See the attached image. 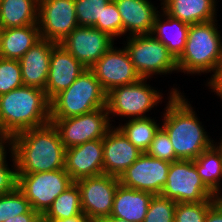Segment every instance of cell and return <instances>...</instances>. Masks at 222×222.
I'll use <instances>...</instances> for the list:
<instances>
[{"instance_id": "33", "label": "cell", "mask_w": 222, "mask_h": 222, "mask_svg": "<svg viewBox=\"0 0 222 222\" xmlns=\"http://www.w3.org/2000/svg\"><path fill=\"white\" fill-rule=\"evenodd\" d=\"M216 201L176 203L174 222H204L208 209Z\"/></svg>"}, {"instance_id": "17", "label": "cell", "mask_w": 222, "mask_h": 222, "mask_svg": "<svg viewBox=\"0 0 222 222\" xmlns=\"http://www.w3.org/2000/svg\"><path fill=\"white\" fill-rule=\"evenodd\" d=\"M87 68L70 54L61 44L52 49L45 94L51 101L66 90Z\"/></svg>"}, {"instance_id": "13", "label": "cell", "mask_w": 222, "mask_h": 222, "mask_svg": "<svg viewBox=\"0 0 222 222\" xmlns=\"http://www.w3.org/2000/svg\"><path fill=\"white\" fill-rule=\"evenodd\" d=\"M170 162L142 153L119 177L121 185L160 195L166 182Z\"/></svg>"}, {"instance_id": "18", "label": "cell", "mask_w": 222, "mask_h": 222, "mask_svg": "<svg viewBox=\"0 0 222 222\" xmlns=\"http://www.w3.org/2000/svg\"><path fill=\"white\" fill-rule=\"evenodd\" d=\"M141 154L118 127H113L103 138L104 174L119 178Z\"/></svg>"}, {"instance_id": "44", "label": "cell", "mask_w": 222, "mask_h": 222, "mask_svg": "<svg viewBox=\"0 0 222 222\" xmlns=\"http://www.w3.org/2000/svg\"><path fill=\"white\" fill-rule=\"evenodd\" d=\"M219 146L217 145V147L222 151V140H221V143H218Z\"/></svg>"}, {"instance_id": "2", "label": "cell", "mask_w": 222, "mask_h": 222, "mask_svg": "<svg viewBox=\"0 0 222 222\" xmlns=\"http://www.w3.org/2000/svg\"><path fill=\"white\" fill-rule=\"evenodd\" d=\"M172 89L161 127L167 132L178 160H195L214 143L206 135L188 100L177 89Z\"/></svg>"}, {"instance_id": "14", "label": "cell", "mask_w": 222, "mask_h": 222, "mask_svg": "<svg viewBox=\"0 0 222 222\" xmlns=\"http://www.w3.org/2000/svg\"><path fill=\"white\" fill-rule=\"evenodd\" d=\"M60 44L89 69L114 45V38L94 27L77 26Z\"/></svg>"}, {"instance_id": "30", "label": "cell", "mask_w": 222, "mask_h": 222, "mask_svg": "<svg viewBox=\"0 0 222 222\" xmlns=\"http://www.w3.org/2000/svg\"><path fill=\"white\" fill-rule=\"evenodd\" d=\"M176 202L162 195H153L143 222H174Z\"/></svg>"}, {"instance_id": "7", "label": "cell", "mask_w": 222, "mask_h": 222, "mask_svg": "<svg viewBox=\"0 0 222 222\" xmlns=\"http://www.w3.org/2000/svg\"><path fill=\"white\" fill-rule=\"evenodd\" d=\"M160 195L176 203L217 201V196L197 173L194 160L170 163L167 182Z\"/></svg>"}, {"instance_id": "19", "label": "cell", "mask_w": 222, "mask_h": 222, "mask_svg": "<svg viewBox=\"0 0 222 222\" xmlns=\"http://www.w3.org/2000/svg\"><path fill=\"white\" fill-rule=\"evenodd\" d=\"M56 43L38 40L20 59L22 82L25 86L45 90L52 49Z\"/></svg>"}, {"instance_id": "16", "label": "cell", "mask_w": 222, "mask_h": 222, "mask_svg": "<svg viewBox=\"0 0 222 222\" xmlns=\"http://www.w3.org/2000/svg\"><path fill=\"white\" fill-rule=\"evenodd\" d=\"M64 169L73 182L103 174V139L67 148Z\"/></svg>"}, {"instance_id": "1", "label": "cell", "mask_w": 222, "mask_h": 222, "mask_svg": "<svg viewBox=\"0 0 222 222\" xmlns=\"http://www.w3.org/2000/svg\"><path fill=\"white\" fill-rule=\"evenodd\" d=\"M12 150L17 174L54 171L65 165L66 148L52 122L13 136Z\"/></svg>"}, {"instance_id": "36", "label": "cell", "mask_w": 222, "mask_h": 222, "mask_svg": "<svg viewBox=\"0 0 222 222\" xmlns=\"http://www.w3.org/2000/svg\"><path fill=\"white\" fill-rule=\"evenodd\" d=\"M9 149L11 150V156L13 157L12 161H14V170L8 167L6 164V158H0V196L13 191L18 183L15 155L12 148Z\"/></svg>"}, {"instance_id": "8", "label": "cell", "mask_w": 222, "mask_h": 222, "mask_svg": "<svg viewBox=\"0 0 222 222\" xmlns=\"http://www.w3.org/2000/svg\"><path fill=\"white\" fill-rule=\"evenodd\" d=\"M74 182L62 168L54 171L18 174L17 187L30 202L31 208L43 216L53 201Z\"/></svg>"}, {"instance_id": "40", "label": "cell", "mask_w": 222, "mask_h": 222, "mask_svg": "<svg viewBox=\"0 0 222 222\" xmlns=\"http://www.w3.org/2000/svg\"><path fill=\"white\" fill-rule=\"evenodd\" d=\"M5 143H8V146L12 148L13 137L0 126V158H6Z\"/></svg>"}, {"instance_id": "10", "label": "cell", "mask_w": 222, "mask_h": 222, "mask_svg": "<svg viewBox=\"0 0 222 222\" xmlns=\"http://www.w3.org/2000/svg\"><path fill=\"white\" fill-rule=\"evenodd\" d=\"M107 108H99L80 116L50 119L59 132L65 148L83 144L87 141L103 139L112 128Z\"/></svg>"}, {"instance_id": "42", "label": "cell", "mask_w": 222, "mask_h": 222, "mask_svg": "<svg viewBox=\"0 0 222 222\" xmlns=\"http://www.w3.org/2000/svg\"><path fill=\"white\" fill-rule=\"evenodd\" d=\"M99 222H128V221H126L124 219H119L116 217H107V218L100 220Z\"/></svg>"}, {"instance_id": "3", "label": "cell", "mask_w": 222, "mask_h": 222, "mask_svg": "<svg viewBox=\"0 0 222 222\" xmlns=\"http://www.w3.org/2000/svg\"><path fill=\"white\" fill-rule=\"evenodd\" d=\"M49 122L50 101L44 90L23 85L0 95V126L12 137Z\"/></svg>"}, {"instance_id": "12", "label": "cell", "mask_w": 222, "mask_h": 222, "mask_svg": "<svg viewBox=\"0 0 222 222\" xmlns=\"http://www.w3.org/2000/svg\"><path fill=\"white\" fill-rule=\"evenodd\" d=\"M77 26L74 0H38L41 39L60 44Z\"/></svg>"}, {"instance_id": "39", "label": "cell", "mask_w": 222, "mask_h": 222, "mask_svg": "<svg viewBox=\"0 0 222 222\" xmlns=\"http://www.w3.org/2000/svg\"><path fill=\"white\" fill-rule=\"evenodd\" d=\"M4 222H42V216L38 212L31 209L26 214L18 215L10 218L9 220L7 219Z\"/></svg>"}, {"instance_id": "34", "label": "cell", "mask_w": 222, "mask_h": 222, "mask_svg": "<svg viewBox=\"0 0 222 222\" xmlns=\"http://www.w3.org/2000/svg\"><path fill=\"white\" fill-rule=\"evenodd\" d=\"M94 28L109 34L112 38L123 35L122 19L114 0L103 8L101 20L95 23Z\"/></svg>"}, {"instance_id": "31", "label": "cell", "mask_w": 222, "mask_h": 222, "mask_svg": "<svg viewBox=\"0 0 222 222\" xmlns=\"http://www.w3.org/2000/svg\"><path fill=\"white\" fill-rule=\"evenodd\" d=\"M111 0H74L78 26L94 27Z\"/></svg>"}, {"instance_id": "38", "label": "cell", "mask_w": 222, "mask_h": 222, "mask_svg": "<svg viewBox=\"0 0 222 222\" xmlns=\"http://www.w3.org/2000/svg\"><path fill=\"white\" fill-rule=\"evenodd\" d=\"M204 222H222V204L218 200L208 209Z\"/></svg>"}, {"instance_id": "9", "label": "cell", "mask_w": 222, "mask_h": 222, "mask_svg": "<svg viewBox=\"0 0 222 222\" xmlns=\"http://www.w3.org/2000/svg\"><path fill=\"white\" fill-rule=\"evenodd\" d=\"M147 79L118 86L107 93L106 108L108 114L128 116L129 118H144L146 112L156 106L162 99L161 93L146 84Z\"/></svg>"}, {"instance_id": "28", "label": "cell", "mask_w": 222, "mask_h": 222, "mask_svg": "<svg viewBox=\"0 0 222 222\" xmlns=\"http://www.w3.org/2000/svg\"><path fill=\"white\" fill-rule=\"evenodd\" d=\"M84 214L82 211L81 194L74 182L62 192L52 203L42 218H71Z\"/></svg>"}, {"instance_id": "6", "label": "cell", "mask_w": 222, "mask_h": 222, "mask_svg": "<svg viewBox=\"0 0 222 222\" xmlns=\"http://www.w3.org/2000/svg\"><path fill=\"white\" fill-rule=\"evenodd\" d=\"M125 49L139 76L143 79L153 74L177 71V61L167 47L149 35L129 36Z\"/></svg>"}, {"instance_id": "22", "label": "cell", "mask_w": 222, "mask_h": 222, "mask_svg": "<svg viewBox=\"0 0 222 222\" xmlns=\"http://www.w3.org/2000/svg\"><path fill=\"white\" fill-rule=\"evenodd\" d=\"M163 13L166 18L162 21L160 19L162 15H156L151 35L162 42L177 60L185 48L190 25L168 15L164 10Z\"/></svg>"}, {"instance_id": "29", "label": "cell", "mask_w": 222, "mask_h": 222, "mask_svg": "<svg viewBox=\"0 0 222 222\" xmlns=\"http://www.w3.org/2000/svg\"><path fill=\"white\" fill-rule=\"evenodd\" d=\"M31 209L30 202L18 187L0 196V222L26 214Z\"/></svg>"}, {"instance_id": "21", "label": "cell", "mask_w": 222, "mask_h": 222, "mask_svg": "<svg viewBox=\"0 0 222 222\" xmlns=\"http://www.w3.org/2000/svg\"><path fill=\"white\" fill-rule=\"evenodd\" d=\"M152 193L118 185L110 217L128 222H143L147 213Z\"/></svg>"}, {"instance_id": "26", "label": "cell", "mask_w": 222, "mask_h": 222, "mask_svg": "<svg viewBox=\"0 0 222 222\" xmlns=\"http://www.w3.org/2000/svg\"><path fill=\"white\" fill-rule=\"evenodd\" d=\"M213 144L195 160L196 170L204 184L216 195L221 193L222 151ZM220 192V193H219Z\"/></svg>"}, {"instance_id": "25", "label": "cell", "mask_w": 222, "mask_h": 222, "mask_svg": "<svg viewBox=\"0 0 222 222\" xmlns=\"http://www.w3.org/2000/svg\"><path fill=\"white\" fill-rule=\"evenodd\" d=\"M38 24V0H0V29Z\"/></svg>"}, {"instance_id": "23", "label": "cell", "mask_w": 222, "mask_h": 222, "mask_svg": "<svg viewBox=\"0 0 222 222\" xmlns=\"http://www.w3.org/2000/svg\"><path fill=\"white\" fill-rule=\"evenodd\" d=\"M40 39L38 24L0 29V57L19 60Z\"/></svg>"}, {"instance_id": "27", "label": "cell", "mask_w": 222, "mask_h": 222, "mask_svg": "<svg viewBox=\"0 0 222 222\" xmlns=\"http://www.w3.org/2000/svg\"><path fill=\"white\" fill-rule=\"evenodd\" d=\"M118 128L138 150L146 153L160 126L154 119L144 117L130 118L124 126L120 125Z\"/></svg>"}, {"instance_id": "41", "label": "cell", "mask_w": 222, "mask_h": 222, "mask_svg": "<svg viewBox=\"0 0 222 222\" xmlns=\"http://www.w3.org/2000/svg\"><path fill=\"white\" fill-rule=\"evenodd\" d=\"M42 222H93L88 219L84 214H80L78 216H74L71 218H42Z\"/></svg>"}, {"instance_id": "43", "label": "cell", "mask_w": 222, "mask_h": 222, "mask_svg": "<svg viewBox=\"0 0 222 222\" xmlns=\"http://www.w3.org/2000/svg\"><path fill=\"white\" fill-rule=\"evenodd\" d=\"M217 200L222 204V195H220V196L218 195Z\"/></svg>"}, {"instance_id": "24", "label": "cell", "mask_w": 222, "mask_h": 222, "mask_svg": "<svg viewBox=\"0 0 222 222\" xmlns=\"http://www.w3.org/2000/svg\"><path fill=\"white\" fill-rule=\"evenodd\" d=\"M162 10L189 25L212 21L217 14L215 0H163Z\"/></svg>"}, {"instance_id": "5", "label": "cell", "mask_w": 222, "mask_h": 222, "mask_svg": "<svg viewBox=\"0 0 222 222\" xmlns=\"http://www.w3.org/2000/svg\"><path fill=\"white\" fill-rule=\"evenodd\" d=\"M107 93L90 69L50 101V119H64L106 108Z\"/></svg>"}, {"instance_id": "32", "label": "cell", "mask_w": 222, "mask_h": 222, "mask_svg": "<svg viewBox=\"0 0 222 222\" xmlns=\"http://www.w3.org/2000/svg\"><path fill=\"white\" fill-rule=\"evenodd\" d=\"M23 85L19 60L0 57V95Z\"/></svg>"}, {"instance_id": "11", "label": "cell", "mask_w": 222, "mask_h": 222, "mask_svg": "<svg viewBox=\"0 0 222 222\" xmlns=\"http://www.w3.org/2000/svg\"><path fill=\"white\" fill-rule=\"evenodd\" d=\"M81 194L82 211L93 222L110 217L119 178L100 174L75 182Z\"/></svg>"}, {"instance_id": "15", "label": "cell", "mask_w": 222, "mask_h": 222, "mask_svg": "<svg viewBox=\"0 0 222 222\" xmlns=\"http://www.w3.org/2000/svg\"><path fill=\"white\" fill-rule=\"evenodd\" d=\"M108 93L115 87L138 82L141 77L135 70L125 49L112 46L92 67L89 68Z\"/></svg>"}, {"instance_id": "35", "label": "cell", "mask_w": 222, "mask_h": 222, "mask_svg": "<svg viewBox=\"0 0 222 222\" xmlns=\"http://www.w3.org/2000/svg\"><path fill=\"white\" fill-rule=\"evenodd\" d=\"M146 153L151 157L168 161L170 163L178 161L170 138L162 127H160L155 133L151 145Z\"/></svg>"}, {"instance_id": "4", "label": "cell", "mask_w": 222, "mask_h": 222, "mask_svg": "<svg viewBox=\"0 0 222 222\" xmlns=\"http://www.w3.org/2000/svg\"><path fill=\"white\" fill-rule=\"evenodd\" d=\"M215 21L190 25L185 48L176 60L178 71L215 74L222 57V37Z\"/></svg>"}, {"instance_id": "20", "label": "cell", "mask_w": 222, "mask_h": 222, "mask_svg": "<svg viewBox=\"0 0 222 222\" xmlns=\"http://www.w3.org/2000/svg\"><path fill=\"white\" fill-rule=\"evenodd\" d=\"M122 19L123 34L130 36L151 34L158 10L149 0H114Z\"/></svg>"}, {"instance_id": "37", "label": "cell", "mask_w": 222, "mask_h": 222, "mask_svg": "<svg viewBox=\"0 0 222 222\" xmlns=\"http://www.w3.org/2000/svg\"><path fill=\"white\" fill-rule=\"evenodd\" d=\"M207 84H209L208 86H210L213 92H216V94L222 99V57L215 74L211 76V79Z\"/></svg>"}]
</instances>
